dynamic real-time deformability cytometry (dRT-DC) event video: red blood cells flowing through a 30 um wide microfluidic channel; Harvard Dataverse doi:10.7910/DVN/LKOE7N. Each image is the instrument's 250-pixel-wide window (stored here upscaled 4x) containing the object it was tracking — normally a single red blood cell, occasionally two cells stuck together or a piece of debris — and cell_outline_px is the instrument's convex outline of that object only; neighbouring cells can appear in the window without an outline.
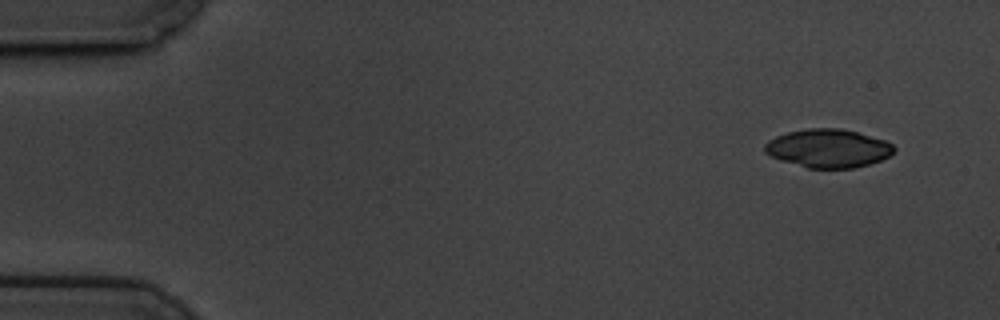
{"species": "common noctule bat (a hibernating species)", "species_latin": "Nyctalus noctula", "temperature_condition": "cold", "stored_images_in_passage": 55, "camera_frame_rate_fps": 3000, "um_per_image_px": 0.085, "animal": {"sex": "male", "body_mass_g": 19.5, "forearm_length_mm": 54.6}, "frame": {"image": 1, "passage_image": 1, "time_ms": 0.0, "image_size_px": [1000, 320], "cell_outline_px": [[896, 148], [888, 156], [880, 160], [868, 164], [852, 168], [808, 168], [780, 160], [764, 152], [764, 144], [768, 140], [776, 136], [788, 132], [808, 128], [840, 128], [856, 132], [884, 140], [892, 144]], "centroid_in_image_um": [70.36, 12.6], "position_along_channel_um": 14.6, "area_um2": 28.73}}